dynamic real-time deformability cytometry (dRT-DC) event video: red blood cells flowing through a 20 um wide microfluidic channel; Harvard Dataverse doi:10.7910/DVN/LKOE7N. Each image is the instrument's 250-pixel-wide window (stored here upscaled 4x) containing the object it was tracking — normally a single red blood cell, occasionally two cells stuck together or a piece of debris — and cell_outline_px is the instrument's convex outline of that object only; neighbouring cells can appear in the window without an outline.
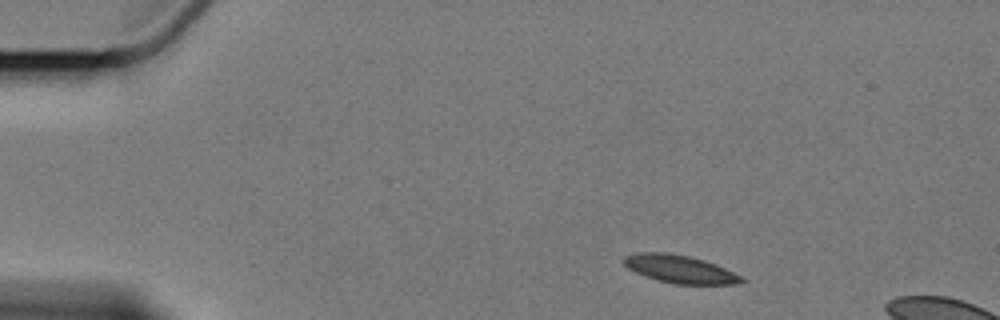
{"species": "Egyptian fruit bat (a non-hibernating species)", "species_latin": "Rousettus aegyptiacus", "temperature_condition": "cold", "stored_images_in_passage": 8, "camera_frame_rate_fps": 3000, "um_per_image_px": 0.085, "animal": {"sex": "female"}, "frame": {"image": 1, "passage_image": 1, "time_ms": 0.0, "image_size_px": [1000, 320], "cell_outline_px": [[748, 280], [740, 284], [672, 284], [656, 280], [644, 276], [628, 268], [624, 264], [624, 256], [640, 252], [664, 252], [688, 256], [704, 260], [716, 264], [744, 276]], "centroid_in_image_um": [57.85, 22.89], "position_along_channel_um": 27.1, "area_um2": 19.36}}
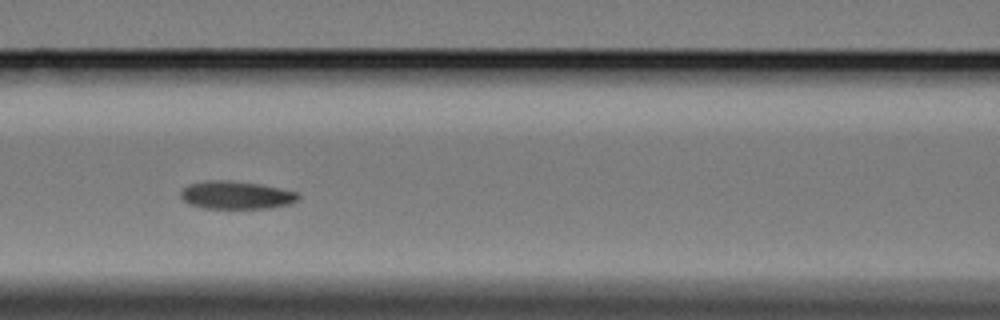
{"frame": {"image": 2, "passage_image": 6, "time_ms": 5.667, "image_size_px": [1000, 320], "cell_outline_px": [[300, 200], [292, 204], [268, 208], [204, 208], [188, 204], [180, 196], [180, 192], [188, 184], [208, 180], [232, 180], [260, 184], [280, 188], [296, 192], [300, 196]], "centroid_in_image_um": [20.09, 16.58], "position_along_channel_um": 146.5, "area_um2": 19.31}}
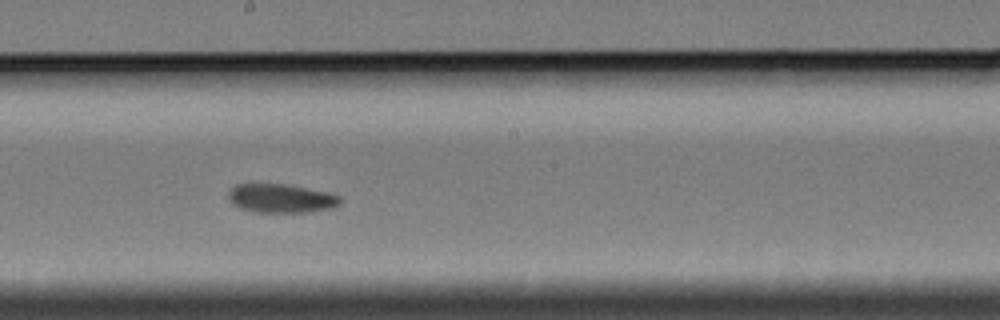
{"frame": {"image": 3, "passage_image": 8, "time_ms": 8.0, "image_size_px": [1000, 320], "cell_outline_px": [[340, 204], [336, 208], [308, 212], [252, 212], [240, 208], [232, 204], [228, 196], [228, 192], [236, 184], [284, 184], [324, 192], [340, 196]], "centroid_in_image_um": [23.87, 16.88], "position_along_channel_um": 224.3, "area_um2": 18.67}}